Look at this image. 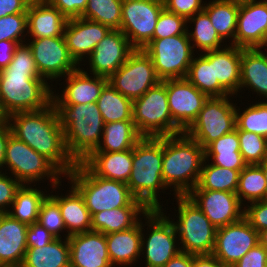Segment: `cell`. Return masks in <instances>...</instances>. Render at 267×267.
<instances>
[{
    "instance_id": "cell-1",
    "label": "cell",
    "mask_w": 267,
    "mask_h": 267,
    "mask_svg": "<svg viewBox=\"0 0 267 267\" xmlns=\"http://www.w3.org/2000/svg\"><path fill=\"white\" fill-rule=\"evenodd\" d=\"M25 43L17 46L10 64L0 71V114L4 119L52 103L54 85L40 76L31 48Z\"/></svg>"
},
{
    "instance_id": "cell-2",
    "label": "cell",
    "mask_w": 267,
    "mask_h": 267,
    "mask_svg": "<svg viewBox=\"0 0 267 267\" xmlns=\"http://www.w3.org/2000/svg\"><path fill=\"white\" fill-rule=\"evenodd\" d=\"M5 120L12 135L48 159L64 176L76 167L52 103L41 110L13 113Z\"/></svg>"
},
{
    "instance_id": "cell-3",
    "label": "cell",
    "mask_w": 267,
    "mask_h": 267,
    "mask_svg": "<svg viewBox=\"0 0 267 267\" xmlns=\"http://www.w3.org/2000/svg\"><path fill=\"white\" fill-rule=\"evenodd\" d=\"M52 104L68 153L76 162L83 161L98 147L103 134L104 121L97 104H62L53 94Z\"/></svg>"
},
{
    "instance_id": "cell-4",
    "label": "cell",
    "mask_w": 267,
    "mask_h": 267,
    "mask_svg": "<svg viewBox=\"0 0 267 267\" xmlns=\"http://www.w3.org/2000/svg\"><path fill=\"white\" fill-rule=\"evenodd\" d=\"M205 149L184 132L163 137L162 179L174 196H185L196 187Z\"/></svg>"
},
{
    "instance_id": "cell-5",
    "label": "cell",
    "mask_w": 267,
    "mask_h": 267,
    "mask_svg": "<svg viewBox=\"0 0 267 267\" xmlns=\"http://www.w3.org/2000/svg\"><path fill=\"white\" fill-rule=\"evenodd\" d=\"M132 162L130 192L149 210H162L159 191L168 189L162 179L163 137H142L133 147Z\"/></svg>"
},
{
    "instance_id": "cell-6",
    "label": "cell",
    "mask_w": 267,
    "mask_h": 267,
    "mask_svg": "<svg viewBox=\"0 0 267 267\" xmlns=\"http://www.w3.org/2000/svg\"><path fill=\"white\" fill-rule=\"evenodd\" d=\"M65 177L81 194L91 216L119 207H146L135 199L126 183L96 176L82 162Z\"/></svg>"
},
{
    "instance_id": "cell-7",
    "label": "cell",
    "mask_w": 267,
    "mask_h": 267,
    "mask_svg": "<svg viewBox=\"0 0 267 267\" xmlns=\"http://www.w3.org/2000/svg\"><path fill=\"white\" fill-rule=\"evenodd\" d=\"M177 216L170 218L177 231L180 250L193 255H211L217 228L200 208L187 196H174ZM176 220V222L174 221Z\"/></svg>"
},
{
    "instance_id": "cell-8",
    "label": "cell",
    "mask_w": 267,
    "mask_h": 267,
    "mask_svg": "<svg viewBox=\"0 0 267 267\" xmlns=\"http://www.w3.org/2000/svg\"><path fill=\"white\" fill-rule=\"evenodd\" d=\"M164 212V209L149 210L144 216L145 224L141 219L140 257H144L145 267H163L181 251L174 223L170 214Z\"/></svg>"
},
{
    "instance_id": "cell-9",
    "label": "cell",
    "mask_w": 267,
    "mask_h": 267,
    "mask_svg": "<svg viewBox=\"0 0 267 267\" xmlns=\"http://www.w3.org/2000/svg\"><path fill=\"white\" fill-rule=\"evenodd\" d=\"M4 169H7L5 172L11 173L10 175L22 185H32L35 182L37 185L39 181L41 183L48 179L47 185L52 187L62 183L61 177H65L48 159L12 134L9 136L6 146Z\"/></svg>"
},
{
    "instance_id": "cell-10",
    "label": "cell",
    "mask_w": 267,
    "mask_h": 267,
    "mask_svg": "<svg viewBox=\"0 0 267 267\" xmlns=\"http://www.w3.org/2000/svg\"><path fill=\"white\" fill-rule=\"evenodd\" d=\"M132 112L134 125L142 137H164L183 133L172 120L163 81L133 100Z\"/></svg>"
},
{
    "instance_id": "cell-11",
    "label": "cell",
    "mask_w": 267,
    "mask_h": 267,
    "mask_svg": "<svg viewBox=\"0 0 267 267\" xmlns=\"http://www.w3.org/2000/svg\"><path fill=\"white\" fill-rule=\"evenodd\" d=\"M231 97H209L184 133L205 149L214 140L235 130L236 103Z\"/></svg>"
},
{
    "instance_id": "cell-12",
    "label": "cell",
    "mask_w": 267,
    "mask_h": 267,
    "mask_svg": "<svg viewBox=\"0 0 267 267\" xmlns=\"http://www.w3.org/2000/svg\"><path fill=\"white\" fill-rule=\"evenodd\" d=\"M143 50L150 56L161 81L186 78L195 55L187 33L153 38Z\"/></svg>"
},
{
    "instance_id": "cell-13",
    "label": "cell",
    "mask_w": 267,
    "mask_h": 267,
    "mask_svg": "<svg viewBox=\"0 0 267 267\" xmlns=\"http://www.w3.org/2000/svg\"><path fill=\"white\" fill-rule=\"evenodd\" d=\"M161 81L150 56L143 49H135L108 82L132 101L143 96Z\"/></svg>"
},
{
    "instance_id": "cell-14",
    "label": "cell",
    "mask_w": 267,
    "mask_h": 267,
    "mask_svg": "<svg viewBox=\"0 0 267 267\" xmlns=\"http://www.w3.org/2000/svg\"><path fill=\"white\" fill-rule=\"evenodd\" d=\"M163 0H123L120 30L135 49H143L152 39Z\"/></svg>"
},
{
    "instance_id": "cell-15",
    "label": "cell",
    "mask_w": 267,
    "mask_h": 267,
    "mask_svg": "<svg viewBox=\"0 0 267 267\" xmlns=\"http://www.w3.org/2000/svg\"><path fill=\"white\" fill-rule=\"evenodd\" d=\"M26 42L40 76L47 82L61 81L60 77L65 78L79 67L69 54L64 36L27 39Z\"/></svg>"
},
{
    "instance_id": "cell-16",
    "label": "cell",
    "mask_w": 267,
    "mask_h": 267,
    "mask_svg": "<svg viewBox=\"0 0 267 267\" xmlns=\"http://www.w3.org/2000/svg\"><path fill=\"white\" fill-rule=\"evenodd\" d=\"M258 243L259 233L243 217L235 223L216 230L212 255L225 266L232 267Z\"/></svg>"
},
{
    "instance_id": "cell-17",
    "label": "cell",
    "mask_w": 267,
    "mask_h": 267,
    "mask_svg": "<svg viewBox=\"0 0 267 267\" xmlns=\"http://www.w3.org/2000/svg\"><path fill=\"white\" fill-rule=\"evenodd\" d=\"M166 85L173 122L184 132L197 118L209 98L186 78L162 80Z\"/></svg>"
},
{
    "instance_id": "cell-18",
    "label": "cell",
    "mask_w": 267,
    "mask_h": 267,
    "mask_svg": "<svg viewBox=\"0 0 267 267\" xmlns=\"http://www.w3.org/2000/svg\"><path fill=\"white\" fill-rule=\"evenodd\" d=\"M187 196L217 229L235 223L244 217V205L236 193L201 190L196 186Z\"/></svg>"
},
{
    "instance_id": "cell-19",
    "label": "cell",
    "mask_w": 267,
    "mask_h": 267,
    "mask_svg": "<svg viewBox=\"0 0 267 267\" xmlns=\"http://www.w3.org/2000/svg\"><path fill=\"white\" fill-rule=\"evenodd\" d=\"M134 50L121 30H110L87 58L89 74L109 78Z\"/></svg>"
},
{
    "instance_id": "cell-20",
    "label": "cell",
    "mask_w": 267,
    "mask_h": 267,
    "mask_svg": "<svg viewBox=\"0 0 267 267\" xmlns=\"http://www.w3.org/2000/svg\"><path fill=\"white\" fill-rule=\"evenodd\" d=\"M234 45L240 48L267 46V0L240 3Z\"/></svg>"
},
{
    "instance_id": "cell-21",
    "label": "cell",
    "mask_w": 267,
    "mask_h": 267,
    "mask_svg": "<svg viewBox=\"0 0 267 267\" xmlns=\"http://www.w3.org/2000/svg\"><path fill=\"white\" fill-rule=\"evenodd\" d=\"M110 30L108 26L81 17L67 21L63 36L71 58L79 67L87 65L82 64V61H87L97 44Z\"/></svg>"
},
{
    "instance_id": "cell-22",
    "label": "cell",
    "mask_w": 267,
    "mask_h": 267,
    "mask_svg": "<svg viewBox=\"0 0 267 267\" xmlns=\"http://www.w3.org/2000/svg\"><path fill=\"white\" fill-rule=\"evenodd\" d=\"M70 267H112L106 235L97 231L69 236Z\"/></svg>"
},
{
    "instance_id": "cell-23",
    "label": "cell",
    "mask_w": 267,
    "mask_h": 267,
    "mask_svg": "<svg viewBox=\"0 0 267 267\" xmlns=\"http://www.w3.org/2000/svg\"><path fill=\"white\" fill-rule=\"evenodd\" d=\"M66 78L61 86L60 94L53 88V95L62 104H91L96 103L102 89L108 83V78L103 76H97L85 71V68L78 67L75 71L70 72L65 76ZM55 91V92H54ZM56 93V94H55ZM59 94V95H58Z\"/></svg>"
},
{
    "instance_id": "cell-24",
    "label": "cell",
    "mask_w": 267,
    "mask_h": 267,
    "mask_svg": "<svg viewBox=\"0 0 267 267\" xmlns=\"http://www.w3.org/2000/svg\"><path fill=\"white\" fill-rule=\"evenodd\" d=\"M28 225L12 218L8 213L0 215V267H20L27 250Z\"/></svg>"
},
{
    "instance_id": "cell-25",
    "label": "cell",
    "mask_w": 267,
    "mask_h": 267,
    "mask_svg": "<svg viewBox=\"0 0 267 267\" xmlns=\"http://www.w3.org/2000/svg\"><path fill=\"white\" fill-rule=\"evenodd\" d=\"M26 13L28 39L63 36L68 19L45 0H32Z\"/></svg>"
},
{
    "instance_id": "cell-26",
    "label": "cell",
    "mask_w": 267,
    "mask_h": 267,
    "mask_svg": "<svg viewBox=\"0 0 267 267\" xmlns=\"http://www.w3.org/2000/svg\"><path fill=\"white\" fill-rule=\"evenodd\" d=\"M265 49V51H264ZM267 46L262 48H241V69L239 93L255 92L258 99L267 101Z\"/></svg>"
},
{
    "instance_id": "cell-27",
    "label": "cell",
    "mask_w": 267,
    "mask_h": 267,
    "mask_svg": "<svg viewBox=\"0 0 267 267\" xmlns=\"http://www.w3.org/2000/svg\"><path fill=\"white\" fill-rule=\"evenodd\" d=\"M62 184L52 186L49 194L58 202L66 231L63 238L79 233L91 231V214L87 209L81 194L71 185L66 195H59L56 189L60 190ZM55 190V195L52 194Z\"/></svg>"
},
{
    "instance_id": "cell-28",
    "label": "cell",
    "mask_w": 267,
    "mask_h": 267,
    "mask_svg": "<svg viewBox=\"0 0 267 267\" xmlns=\"http://www.w3.org/2000/svg\"><path fill=\"white\" fill-rule=\"evenodd\" d=\"M133 149L122 152H91L81 161L94 175L123 183L133 168Z\"/></svg>"
},
{
    "instance_id": "cell-29",
    "label": "cell",
    "mask_w": 267,
    "mask_h": 267,
    "mask_svg": "<svg viewBox=\"0 0 267 267\" xmlns=\"http://www.w3.org/2000/svg\"><path fill=\"white\" fill-rule=\"evenodd\" d=\"M141 220L127 230L106 235L107 250L112 267L135 266L141 256ZM139 259V260H138Z\"/></svg>"
},
{
    "instance_id": "cell-30",
    "label": "cell",
    "mask_w": 267,
    "mask_h": 267,
    "mask_svg": "<svg viewBox=\"0 0 267 267\" xmlns=\"http://www.w3.org/2000/svg\"><path fill=\"white\" fill-rule=\"evenodd\" d=\"M241 48L227 45L213 50L214 82L219 84L233 97L238 95L240 87Z\"/></svg>"
},
{
    "instance_id": "cell-31",
    "label": "cell",
    "mask_w": 267,
    "mask_h": 267,
    "mask_svg": "<svg viewBox=\"0 0 267 267\" xmlns=\"http://www.w3.org/2000/svg\"><path fill=\"white\" fill-rule=\"evenodd\" d=\"M148 212L147 207H119L104 210L91 216V231L107 235L130 229L136 226Z\"/></svg>"
},
{
    "instance_id": "cell-32",
    "label": "cell",
    "mask_w": 267,
    "mask_h": 267,
    "mask_svg": "<svg viewBox=\"0 0 267 267\" xmlns=\"http://www.w3.org/2000/svg\"><path fill=\"white\" fill-rule=\"evenodd\" d=\"M20 267H70L67 238H55L43 247H27Z\"/></svg>"
},
{
    "instance_id": "cell-33",
    "label": "cell",
    "mask_w": 267,
    "mask_h": 267,
    "mask_svg": "<svg viewBox=\"0 0 267 267\" xmlns=\"http://www.w3.org/2000/svg\"><path fill=\"white\" fill-rule=\"evenodd\" d=\"M205 159L211 164L233 170H243L247 163L240 153L238 133H231L214 140L205 148Z\"/></svg>"
},
{
    "instance_id": "cell-34",
    "label": "cell",
    "mask_w": 267,
    "mask_h": 267,
    "mask_svg": "<svg viewBox=\"0 0 267 267\" xmlns=\"http://www.w3.org/2000/svg\"><path fill=\"white\" fill-rule=\"evenodd\" d=\"M142 138L133 120H123L104 124L98 147L92 152H122L133 149Z\"/></svg>"
},
{
    "instance_id": "cell-35",
    "label": "cell",
    "mask_w": 267,
    "mask_h": 267,
    "mask_svg": "<svg viewBox=\"0 0 267 267\" xmlns=\"http://www.w3.org/2000/svg\"><path fill=\"white\" fill-rule=\"evenodd\" d=\"M196 54L198 55H194L186 79L208 97L230 95L219 82H214L213 50Z\"/></svg>"
},
{
    "instance_id": "cell-36",
    "label": "cell",
    "mask_w": 267,
    "mask_h": 267,
    "mask_svg": "<svg viewBox=\"0 0 267 267\" xmlns=\"http://www.w3.org/2000/svg\"><path fill=\"white\" fill-rule=\"evenodd\" d=\"M239 7L240 3L228 0H210L204 6L217 34L230 45H234Z\"/></svg>"
},
{
    "instance_id": "cell-37",
    "label": "cell",
    "mask_w": 267,
    "mask_h": 267,
    "mask_svg": "<svg viewBox=\"0 0 267 267\" xmlns=\"http://www.w3.org/2000/svg\"><path fill=\"white\" fill-rule=\"evenodd\" d=\"M34 186L35 188H33ZM40 188L36 187V184L21 185L16 191L14 201L7 213L12 218L27 225L38 222L41 204L48 195L46 189Z\"/></svg>"
},
{
    "instance_id": "cell-38",
    "label": "cell",
    "mask_w": 267,
    "mask_h": 267,
    "mask_svg": "<svg viewBox=\"0 0 267 267\" xmlns=\"http://www.w3.org/2000/svg\"><path fill=\"white\" fill-rule=\"evenodd\" d=\"M187 23L193 24L191 27L187 24V34L195 52L204 53L225 47L227 44L219 37L212 25L208 14L203 10L187 19ZM190 26V27H189ZM194 29V30H193ZM195 48V49H194ZM198 49V51H197Z\"/></svg>"
},
{
    "instance_id": "cell-39",
    "label": "cell",
    "mask_w": 267,
    "mask_h": 267,
    "mask_svg": "<svg viewBox=\"0 0 267 267\" xmlns=\"http://www.w3.org/2000/svg\"><path fill=\"white\" fill-rule=\"evenodd\" d=\"M104 124L133 120V101L118 92L109 82L104 86L96 101Z\"/></svg>"
},
{
    "instance_id": "cell-40",
    "label": "cell",
    "mask_w": 267,
    "mask_h": 267,
    "mask_svg": "<svg viewBox=\"0 0 267 267\" xmlns=\"http://www.w3.org/2000/svg\"><path fill=\"white\" fill-rule=\"evenodd\" d=\"M241 171L242 170L223 168L211 164L208 160L205 159L196 186L201 190H214L236 193Z\"/></svg>"
},
{
    "instance_id": "cell-41",
    "label": "cell",
    "mask_w": 267,
    "mask_h": 267,
    "mask_svg": "<svg viewBox=\"0 0 267 267\" xmlns=\"http://www.w3.org/2000/svg\"><path fill=\"white\" fill-rule=\"evenodd\" d=\"M266 184L261 167L258 164L247 165L240 172L236 194L243 205L264 200L266 199Z\"/></svg>"
},
{
    "instance_id": "cell-42",
    "label": "cell",
    "mask_w": 267,
    "mask_h": 267,
    "mask_svg": "<svg viewBox=\"0 0 267 267\" xmlns=\"http://www.w3.org/2000/svg\"><path fill=\"white\" fill-rule=\"evenodd\" d=\"M123 0H88L81 18L120 30Z\"/></svg>"
},
{
    "instance_id": "cell-43",
    "label": "cell",
    "mask_w": 267,
    "mask_h": 267,
    "mask_svg": "<svg viewBox=\"0 0 267 267\" xmlns=\"http://www.w3.org/2000/svg\"><path fill=\"white\" fill-rule=\"evenodd\" d=\"M236 103V127L235 130H242L267 137V101H258L246 109ZM242 112V113H241Z\"/></svg>"
},
{
    "instance_id": "cell-44",
    "label": "cell",
    "mask_w": 267,
    "mask_h": 267,
    "mask_svg": "<svg viewBox=\"0 0 267 267\" xmlns=\"http://www.w3.org/2000/svg\"><path fill=\"white\" fill-rule=\"evenodd\" d=\"M240 143V153L247 165L262 163L267 159V140L265 137L242 130H236Z\"/></svg>"
},
{
    "instance_id": "cell-45",
    "label": "cell",
    "mask_w": 267,
    "mask_h": 267,
    "mask_svg": "<svg viewBox=\"0 0 267 267\" xmlns=\"http://www.w3.org/2000/svg\"><path fill=\"white\" fill-rule=\"evenodd\" d=\"M38 223L56 238H62L60 233L66 230L59 204L49 193L41 204Z\"/></svg>"
},
{
    "instance_id": "cell-46",
    "label": "cell",
    "mask_w": 267,
    "mask_h": 267,
    "mask_svg": "<svg viewBox=\"0 0 267 267\" xmlns=\"http://www.w3.org/2000/svg\"><path fill=\"white\" fill-rule=\"evenodd\" d=\"M27 14H10L0 18V41L26 42Z\"/></svg>"
},
{
    "instance_id": "cell-47",
    "label": "cell",
    "mask_w": 267,
    "mask_h": 267,
    "mask_svg": "<svg viewBox=\"0 0 267 267\" xmlns=\"http://www.w3.org/2000/svg\"><path fill=\"white\" fill-rule=\"evenodd\" d=\"M187 19L168 11L165 7L159 14L153 38H165L187 33Z\"/></svg>"
},
{
    "instance_id": "cell-48",
    "label": "cell",
    "mask_w": 267,
    "mask_h": 267,
    "mask_svg": "<svg viewBox=\"0 0 267 267\" xmlns=\"http://www.w3.org/2000/svg\"><path fill=\"white\" fill-rule=\"evenodd\" d=\"M244 218L258 233L267 229V200L254 201L244 205Z\"/></svg>"
},
{
    "instance_id": "cell-49",
    "label": "cell",
    "mask_w": 267,
    "mask_h": 267,
    "mask_svg": "<svg viewBox=\"0 0 267 267\" xmlns=\"http://www.w3.org/2000/svg\"><path fill=\"white\" fill-rule=\"evenodd\" d=\"M7 174V175H6ZM21 183L8 173L0 171V213H7Z\"/></svg>"
},
{
    "instance_id": "cell-50",
    "label": "cell",
    "mask_w": 267,
    "mask_h": 267,
    "mask_svg": "<svg viewBox=\"0 0 267 267\" xmlns=\"http://www.w3.org/2000/svg\"><path fill=\"white\" fill-rule=\"evenodd\" d=\"M164 7L174 14L186 19L204 10L206 1L203 0H163Z\"/></svg>"
},
{
    "instance_id": "cell-51",
    "label": "cell",
    "mask_w": 267,
    "mask_h": 267,
    "mask_svg": "<svg viewBox=\"0 0 267 267\" xmlns=\"http://www.w3.org/2000/svg\"><path fill=\"white\" fill-rule=\"evenodd\" d=\"M57 8L68 20L80 18L86 9L88 0H45Z\"/></svg>"
},
{
    "instance_id": "cell-52",
    "label": "cell",
    "mask_w": 267,
    "mask_h": 267,
    "mask_svg": "<svg viewBox=\"0 0 267 267\" xmlns=\"http://www.w3.org/2000/svg\"><path fill=\"white\" fill-rule=\"evenodd\" d=\"M232 267H267V249L258 243Z\"/></svg>"
},
{
    "instance_id": "cell-53",
    "label": "cell",
    "mask_w": 267,
    "mask_h": 267,
    "mask_svg": "<svg viewBox=\"0 0 267 267\" xmlns=\"http://www.w3.org/2000/svg\"><path fill=\"white\" fill-rule=\"evenodd\" d=\"M56 237L47 231L40 223L35 222L28 225L27 247H43L53 241Z\"/></svg>"
},
{
    "instance_id": "cell-54",
    "label": "cell",
    "mask_w": 267,
    "mask_h": 267,
    "mask_svg": "<svg viewBox=\"0 0 267 267\" xmlns=\"http://www.w3.org/2000/svg\"><path fill=\"white\" fill-rule=\"evenodd\" d=\"M32 0H0V18L10 14H27Z\"/></svg>"
},
{
    "instance_id": "cell-55",
    "label": "cell",
    "mask_w": 267,
    "mask_h": 267,
    "mask_svg": "<svg viewBox=\"0 0 267 267\" xmlns=\"http://www.w3.org/2000/svg\"><path fill=\"white\" fill-rule=\"evenodd\" d=\"M18 45L19 43L15 41H0V71L10 64Z\"/></svg>"
},
{
    "instance_id": "cell-56",
    "label": "cell",
    "mask_w": 267,
    "mask_h": 267,
    "mask_svg": "<svg viewBox=\"0 0 267 267\" xmlns=\"http://www.w3.org/2000/svg\"><path fill=\"white\" fill-rule=\"evenodd\" d=\"M192 267H227L218 258L211 255H193Z\"/></svg>"
},
{
    "instance_id": "cell-57",
    "label": "cell",
    "mask_w": 267,
    "mask_h": 267,
    "mask_svg": "<svg viewBox=\"0 0 267 267\" xmlns=\"http://www.w3.org/2000/svg\"><path fill=\"white\" fill-rule=\"evenodd\" d=\"M12 134L7 121L4 119L0 123V171H3V161L9 136Z\"/></svg>"
},
{
    "instance_id": "cell-58",
    "label": "cell",
    "mask_w": 267,
    "mask_h": 267,
    "mask_svg": "<svg viewBox=\"0 0 267 267\" xmlns=\"http://www.w3.org/2000/svg\"><path fill=\"white\" fill-rule=\"evenodd\" d=\"M163 267H192V254L180 251Z\"/></svg>"
},
{
    "instance_id": "cell-59",
    "label": "cell",
    "mask_w": 267,
    "mask_h": 267,
    "mask_svg": "<svg viewBox=\"0 0 267 267\" xmlns=\"http://www.w3.org/2000/svg\"><path fill=\"white\" fill-rule=\"evenodd\" d=\"M259 243L267 249V229L259 232Z\"/></svg>"
},
{
    "instance_id": "cell-60",
    "label": "cell",
    "mask_w": 267,
    "mask_h": 267,
    "mask_svg": "<svg viewBox=\"0 0 267 267\" xmlns=\"http://www.w3.org/2000/svg\"><path fill=\"white\" fill-rule=\"evenodd\" d=\"M265 176L266 182H267V159H265L262 163L258 164ZM266 200H267V184H266Z\"/></svg>"
},
{
    "instance_id": "cell-61",
    "label": "cell",
    "mask_w": 267,
    "mask_h": 267,
    "mask_svg": "<svg viewBox=\"0 0 267 267\" xmlns=\"http://www.w3.org/2000/svg\"><path fill=\"white\" fill-rule=\"evenodd\" d=\"M228 1L237 2V3H244V2H248L250 0H228Z\"/></svg>"
},
{
    "instance_id": "cell-62",
    "label": "cell",
    "mask_w": 267,
    "mask_h": 267,
    "mask_svg": "<svg viewBox=\"0 0 267 267\" xmlns=\"http://www.w3.org/2000/svg\"><path fill=\"white\" fill-rule=\"evenodd\" d=\"M4 120V118L0 114V123Z\"/></svg>"
}]
</instances>
